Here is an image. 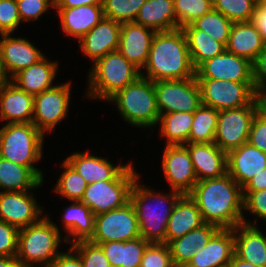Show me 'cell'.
I'll return each instance as SVG.
<instances>
[{
  "label": "cell",
  "instance_id": "cell-1",
  "mask_svg": "<svg viewBox=\"0 0 266 267\" xmlns=\"http://www.w3.org/2000/svg\"><path fill=\"white\" fill-rule=\"evenodd\" d=\"M196 203L204 223L233 229L243 223V189L228 174L198 181L188 194Z\"/></svg>",
  "mask_w": 266,
  "mask_h": 267
},
{
  "label": "cell",
  "instance_id": "cell-2",
  "mask_svg": "<svg viewBox=\"0 0 266 267\" xmlns=\"http://www.w3.org/2000/svg\"><path fill=\"white\" fill-rule=\"evenodd\" d=\"M146 76L152 81L181 80L195 76L192 65L187 38L184 31L179 28L172 31L156 32L146 65Z\"/></svg>",
  "mask_w": 266,
  "mask_h": 267
},
{
  "label": "cell",
  "instance_id": "cell-3",
  "mask_svg": "<svg viewBox=\"0 0 266 267\" xmlns=\"http://www.w3.org/2000/svg\"><path fill=\"white\" fill-rule=\"evenodd\" d=\"M138 183L137 178L131 189L130 202L137 213L140 236L150 243L166 244L167 224L173 207L182 194L173 190L169 195L159 194ZM152 201L158 202L155 205ZM149 202L153 204L150 206Z\"/></svg>",
  "mask_w": 266,
  "mask_h": 267
},
{
  "label": "cell",
  "instance_id": "cell-4",
  "mask_svg": "<svg viewBox=\"0 0 266 267\" xmlns=\"http://www.w3.org/2000/svg\"><path fill=\"white\" fill-rule=\"evenodd\" d=\"M60 231L48 216H44L39 222L19 229L18 252L16 259L24 267H48L61 252Z\"/></svg>",
  "mask_w": 266,
  "mask_h": 267
},
{
  "label": "cell",
  "instance_id": "cell-5",
  "mask_svg": "<svg viewBox=\"0 0 266 267\" xmlns=\"http://www.w3.org/2000/svg\"><path fill=\"white\" fill-rule=\"evenodd\" d=\"M44 135L34 123H8L0 129V157L29 167L42 181L33 164L42 158Z\"/></svg>",
  "mask_w": 266,
  "mask_h": 267
},
{
  "label": "cell",
  "instance_id": "cell-6",
  "mask_svg": "<svg viewBox=\"0 0 266 267\" xmlns=\"http://www.w3.org/2000/svg\"><path fill=\"white\" fill-rule=\"evenodd\" d=\"M89 72L87 97L108 100L118 90L135 82L141 71L130 63L118 50L109 52L95 63Z\"/></svg>",
  "mask_w": 266,
  "mask_h": 267
},
{
  "label": "cell",
  "instance_id": "cell-7",
  "mask_svg": "<svg viewBox=\"0 0 266 267\" xmlns=\"http://www.w3.org/2000/svg\"><path fill=\"white\" fill-rule=\"evenodd\" d=\"M107 101L115 102L122 118L133 126L152 127L160 118L154 83L142 76Z\"/></svg>",
  "mask_w": 266,
  "mask_h": 267
},
{
  "label": "cell",
  "instance_id": "cell-8",
  "mask_svg": "<svg viewBox=\"0 0 266 267\" xmlns=\"http://www.w3.org/2000/svg\"><path fill=\"white\" fill-rule=\"evenodd\" d=\"M139 178L132 164L113 181H98L87 184L81 202L94 215L121 208L130 202L131 189Z\"/></svg>",
  "mask_w": 266,
  "mask_h": 267
},
{
  "label": "cell",
  "instance_id": "cell-9",
  "mask_svg": "<svg viewBox=\"0 0 266 267\" xmlns=\"http://www.w3.org/2000/svg\"><path fill=\"white\" fill-rule=\"evenodd\" d=\"M202 104L217 111L240 108L249 105L257 96L254 82H234L210 78H196Z\"/></svg>",
  "mask_w": 266,
  "mask_h": 267
},
{
  "label": "cell",
  "instance_id": "cell-10",
  "mask_svg": "<svg viewBox=\"0 0 266 267\" xmlns=\"http://www.w3.org/2000/svg\"><path fill=\"white\" fill-rule=\"evenodd\" d=\"M158 111L194 113L201 105V90L196 77L153 81Z\"/></svg>",
  "mask_w": 266,
  "mask_h": 267
},
{
  "label": "cell",
  "instance_id": "cell-11",
  "mask_svg": "<svg viewBox=\"0 0 266 267\" xmlns=\"http://www.w3.org/2000/svg\"><path fill=\"white\" fill-rule=\"evenodd\" d=\"M258 111L257 98L247 106L219 111L214 143L228 154L248 142L250 126Z\"/></svg>",
  "mask_w": 266,
  "mask_h": 267
},
{
  "label": "cell",
  "instance_id": "cell-12",
  "mask_svg": "<svg viewBox=\"0 0 266 267\" xmlns=\"http://www.w3.org/2000/svg\"><path fill=\"white\" fill-rule=\"evenodd\" d=\"M140 236L137 213L134 205L125 206L95 216L94 233L89 241L104 243L110 241H128Z\"/></svg>",
  "mask_w": 266,
  "mask_h": 267
},
{
  "label": "cell",
  "instance_id": "cell-13",
  "mask_svg": "<svg viewBox=\"0 0 266 267\" xmlns=\"http://www.w3.org/2000/svg\"><path fill=\"white\" fill-rule=\"evenodd\" d=\"M71 82L55 85L34 96L32 123L43 133L52 131L66 116Z\"/></svg>",
  "mask_w": 266,
  "mask_h": 267
},
{
  "label": "cell",
  "instance_id": "cell-14",
  "mask_svg": "<svg viewBox=\"0 0 266 267\" xmlns=\"http://www.w3.org/2000/svg\"><path fill=\"white\" fill-rule=\"evenodd\" d=\"M162 167L172 190L182 195H188L198 182L190 154L184 145H166Z\"/></svg>",
  "mask_w": 266,
  "mask_h": 267
},
{
  "label": "cell",
  "instance_id": "cell-15",
  "mask_svg": "<svg viewBox=\"0 0 266 267\" xmlns=\"http://www.w3.org/2000/svg\"><path fill=\"white\" fill-rule=\"evenodd\" d=\"M31 193L0 191V221L18 229L39 222L43 211Z\"/></svg>",
  "mask_w": 266,
  "mask_h": 267
},
{
  "label": "cell",
  "instance_id": "cell-16",
  "mask_svg": "<svg viewBox=\"0 0 266 267\" xmlns=\"http://www.w3.org/2000/svg\"><path fill=\"white\" fill-rule=\"evenodd\" d=\"M195 76L223 81L254 82L252 63L226 50L203 62L195 70Z\"/></svg>",
  "mask_w": 266,
  "mask_h": 267
},
{
  "label": "cell",
  "instance_id": "cell-17",
  "mask_svg": "<svg viewBox=\"0 0 266 267\" xmlns=\"http://www.w3.org/2000/svg\"><path fill=\"white\" fill-rule=\"evenodd\" d=\"M156 34L151 28L135 22L122 23L118 51L139 70L146 65L152 40Z\"/></svg>",
  "mask_w": 266,
  "mask_h": 267
},
{
  "label": "cell",
  "instance_id": "cell-18",
  "mask_svg": "<svg viewBox=\"0 0 266 267\" xmlns=\"http://www.w3.org/2000/svg\"><path fill=\"white\" fill-rule=\"evenodd\" d=\"M121 26V23L104 17L79 40L84 55L95 63L109 52L118 50Z\"/></svg>",
  "mask_w": 266,
  "mask_h": 267
},
{
  "label": "cell",
  "instance_id": "cell-19",
  "mask_svg": "<svg viewBox=\"0 0 266 267\" xmlns=\"http://www.w3.org/2000/svg\"><path fill=\"white\" fill-rule=\"evenodd\" d=\"M11 36L2 34L0 40V54L9 79L45 56L27 39Z\"/></svg>",
  "mask_w": 266,
  "mask_h": 267
},
{
  "label": "cell",
  "instance_id": "cell-20",
  "mask_svg": "<svg viewBox=\"0 0 266 267\" xmlns=\"http://www.w3.org/2000/svg\"><path fill=\"white\" fill-rule=\"evenodd\" d=\"M266 169V153L249 142L227 154V173L243 187L252 177Z\"/></svg>",
  "mask_w": 266,
  "mask_h": 267
},
{
  "label": "cell",
  "instance_id": "cell-21",
  "mask_svg": "<svg viewBox=\"0 0 266 267\" xmlns=\"http://www.w3.org/2000/svg\"><path fill=\"white\" fill-rule=\"evenodd\" d=\"M198 181L218 178L227 173V153L213 143H187Z\"/></svg>",
  "mask_w": 266,
  "mask_h": 267
},
{
  "label": "cell",
  "instance_id": "cell-22",
  "mask_svg": "<svg viewBox=\"0 0 266 267\" xmlns=\"http://www.w3.org/2000/svg\"><path fill=\"white\" fill-rule=\"evenodd\" d=\"M34 96L8 81L0 85V120L8 123H32Z\"/></svg>",
  "mask_w": 266,
  "mask_h": 267
},
{
  "label": "cell",
  "instance_id": "cell-23",
  "mask_svg": "<svg viewBox=\"0 0 266 267\" xmlns=\"http://www.w3.org/2000/svg\"><path fill=\"white\" fill-rule=\"evenodd\" d=\"M233 229H220L188 262L193 267H227L234 255Z\"/></svg>",
  "mask_w": 266,
  "mask_h": 267
},
{
  "label": "cell",
  "instance_id": "cell-24",
  "mask_svg": "<svg viewBox=\"0 0 266 267\" xmlns=\"http://www.w3.org/2000/svg\"><path fill=\"white\" fill-rule=\"evenodd\" d=\"M235 237L234 254L256 267H266V235L253 223H243L233 228Z\"/></svg>",
  "mask_w": 266,
  "mask_h": 267
},
{
  "label": "cell",
  "instance_id": "cell-25",
  "mask_svg": "<svg viewBox=\"0 0 266 267\" xmlns=\"http://www.w3.org/2000/svg\"><path fill=\"white\" fill-rule=\"evenodd\" d=\"M66 161L80 174L87 184L98 181L116 180L130 164L113 166L108 159L85 153L75 152L66 158Z\"/></svg>",
  "mask_w": 266,
  "mask_h": 267
},
{
  "label": "cell",
  "instance_id": "cell-26",
  "mask_svg": "<svg viewBox=\"0 0 266 267\" xmlns=\"http://www.w3.org/2000/svg\"><path fill=\"white\" fill-rule=\"evenodd\" d=\"M56 9L64 33L79 40L104 18L102 5Z\"/></svg>",
  "mask_w": 266,
  "mask_h": 267
},
{
  "label": "cell",
  "instance_id": "cell-27",
  "mask_svg": "<svg viewBox=\"0 0 266 267\" xmlns=\"http://www.w3.org/2000/svg\"><path fill=\"white\" fill-rule=\"evenodd\" d=\"M204 223L201 212L189 195H182L173 207L166 229V244L183 237Z\"/></svg>",
  "mask_w": 266,
  "mask_h": 267
},
{
  "label": "cell",
  "instance_id": "cell-28",
  "mask_svg": "<svg viewBox=\"0 0 266 267\" xmlns=\"http://www.w3.org/2000/svg\"><path fill=\"white\" fill-rule=\"evenodd\" d=\"M57 66V62L48 61L44 56L37 63L19 71L10 81L21 90L35 96L54 87L52 83L57 74Z\"/></svg>",
  "mask_w": 266,
  "mask_h": 267
},
{
  "label": "cell",
  "instance_id": "cell-29",
  "mask_svg": "<svg viewBox=\"0 0 266 267\" xmlns=\"http://www.w3.org/2000/svg\"><path fill=\"white\" fill-rule=\"evenodd\" d=\"M264 46L260 32L250 21L233 23L226 51L253 63Z\"/></svg>",
  "mask_w": 266,
  "mask_h": 267
},
{
  "label": "cell",
  "instance_id": "cell-30",
  "mask_svg": "<svg viewBox=\"0 0 266 267\" xmlns=\"http://www.w3.org/2000/svg\"><path fill=\"white\" fill-rule=\"evenodd\" d=\"M156 32L177 29V17L173 0H146L134 21Z\"/></svg>",
  "mask_w": 266,
  "mask_h": 267
},
{
  "label": "cell",
  "instance_id": "cell-31",
  "mask_svg": "<svg viewBox=\"0 0 266 267\" xmlns=\"http://www.w3.org/2000/svg\"><path fill=\"white\" fill-rule=\"evenodd\" d=\"M219 230V227L205 223L183 237L170 241L167 245L173 263H188L197 250L204 247Z\"/></svg>",
  "mask_w": 266,
  "mask_h": 267
},
{
  "label": "cell",
  "instance_id": "cell-32",
  "mask_svg": "<svg viewBox=\"0 0 266 267\" xmlns=\"http://www.w3.org/2000/svg\"><path fill=\"white\" fill-rule=\"evenodd\" d=\"M63 214V226L67 230L68 236H65L63 242L75 243L78 241L89 240L94 233L95 215L81 201H72ZM73 237L74 240H71Z\"/></svg>",
  "mask_w": 266,
  "mask_h": 267
},
{
  "label": "cell",
  "instance_id": "cell-33",
  "mask_svg": "<svg viewBox=\"0 0 266 267\" xmlns=\"http://www.w3.org/2000/svg\"><path fill=\"white\" fill-rule=\"evenodd\" d=\"M99 244L111 267H140L150 242L142 237L128 241H110Z\"/></svg>",
  "mask_w": 266,
  "mask_h": 267
},
{
  "label": "cell",
  "instance_id": "cell-34",
  "mask_svg": "<svg viewBox=\"0 0 266 267\" xmlns=\"http://www.w3.org/2000/svg\"><path fill=\"white\" fill-rule=\"evenodd\" d=\"M43 181L29 168L0 157V188L4 192L37 189Z\"/></svg>",
  "mask_w": 266,
  "mask_h": 267
},
{
  "label": "cell",
  "instance_id": "cell-35",
  "mask_svg": "<svg viewBox=\"0 0 266 267\" xmlns=\"http://www.w3.org/2000/svg\"><path fill=\"white\" fill-rule=\"evenodd\" d=\"M187 38L190 59L196 70L203 62L223 53L226 46L192 24L181 28Z\"/></svg>",
  "mask_w": 266,
  "mask_h": 267
},
{
  "label": "cell",
  "instance_id": "cell-36",
  "mask_svg": "<svg viewBox=\"0 0 266 267\" xmlns=\"http://www.w3.org/2000/svg\"><path fill=\"white\" fill-rule=\"evenodd\" d=\"M193 122V113L170 112L161 114L158 124L161 125V135L166 138V145L187 144Z\"/></svg>",
  "mask_w": 266,
  "mask_h": 267
},
{
  "label": "cell",
  "instance_id": "cell-37",
  "mask_svg": "<svg viewBox=\"0 0 266 267\" xmlns=\"http://www.w3.org/2000/svg\"><path fill=\"white\" fill-rule=\"evenodd\" d=\"M218 113L216 109L201 105L193 113V122L187 143H213L217 130Z\"/></svg>",
  "mask_w": 266,
  "mask_h": 267
},
{
  "label": "cell",
  "instance_id": "cell-38",
  "mask_svg": "<svg viewBox=\"0 0 266 267\" xmlns=\"http://www.w3.org/2000/svg\"><path fill=\"white\" fill-rule=\"evenodd\" d=\"M196 29L205 31L215 40L227 45L233 22L221 12L215 11L204 14L191 23Z\"/></svg>",
  "mask_w": 266,
  "mask_h": 267
},
{
  "label": "cell",
  "instance_id": "cell-39",
  "mask_svg": "<svg viewBox=\"0 0 266 267\" xmlns=\"http://www.w3.org/2000/svg\"><path fill=\"white\" fill-rule=\"evenodd\" d=\"M64 172L61 173L55 185V191L70 201H81L87 187L85 179L66 161L62 163Z\"/></svg>",
  "mask_w": 266,
  "mask_h": 267
},
{
  "label": "cell",
  "instance_id": "cell-40",
  "mask_svg": "<svg viewBox=\"0 0 266 267\" xmlns=\"http://www.w3.org/2000/svg\"><path fill=\"white\" fill-rule=\"evenodd\" d=\"M177 29L191 24L197 18L211 12L214 9L213 0H173Z\"/></svg>",
  "mask_w": 266,
  "mask_h": 267
},
{
  "label": "cell",
  "instance_id": "cell-41",
  "mask_svg": "<svg viewBox=\"0 0 266 267\" xmlns=\"http://www.w3.org/2000/svg\"><path fill=\"white\" fill-rule=\"evenodd\" d=\"M146 0H103L104 17L119 23L134 22Z\"/></svg>",
  "mask_w": 266,
  "mask_h": 267
},
{
  "label": "cell",
  "instance_id": "cell-42",
  "mask_svg": "<svg viewBox=\"0 0 266 267\" xmlns=\"http://www.w3.org/2000/svg\"><path fill=\"white\" fill-rule=\"evenodd\" d=\"M214 10L233 23L249 22L256 3L254 0H213Z\"/></svg>",
  "mask_w": 266,
  "mask_h": 267
},
{
  "label": "cell",
  "instance_id": "cell-43",
  "mask_svg": "<svg viewBox=\"0 0 266 267\" xmlns=\"http://www.w3.org/2000/svg\"><path fill=\"white\" fill-rule=\"evenodd\" d=\"M71 248L79 255L83 267H111L99 244L83 240L72 243Z\"/></svg>",
  "mask_w": 266,
  "mask_h": 267
},
{
  "label": "cell",
  "instance_id": "cell-44",
  "mask_svg": "<svg viewBox=\"0 0 266 267\" xmlns=\"http://www.w3.org/2000/svg\"><path fill=\"white\" fill-rule=\"evenodd\" d=\"M172 256L167 244L150 243L143 255L140 267H171Z\"/></svg>",
  "mask_w": 266,
  "mask_h": 267
},
{
  "label": "cell",
  "instance_id": "cell-45",
  "mask_svg": "<svg viewBox=\"0 0 266 267\" xmlns=\"http://www.w3.org/2000/svg\"><path fill=\"white\" fill-rule=\"evenodd\" d=\"M21 19L16 0H0V34H11L17 30Z\"/></svg>",
  "mask_w": 266,
  "mask_h": 267
},
{
  "label": "cell",
  "instance_id": "cell-46",
  "mask_svg": "<svg viewBox=\"0 0 266 267\" xmlns=\"http://www.w3.org/2000/svg\"><path fill=\"white\" fill-rule=\"evenodd\" d=\"M18 4V12L23 21L38 20L49 7L55 6L54 0H16Z\"/></svg>",
  "mask_w": 266,
  "mask_h": 267
},
{
  "label": "cell",
  "instance_id": "cell-47",
  "mask_svg": "<svg viewBox=\"0 0 266 267\" xmlns=\"http://www.w3.org/2000/svg\"><path fill=\"white\" fill-rule=\"evenodd\" d=\"M19 229L0 221V257H16L18 252Z\"/></svg>",
  "mask_w": 266,
  "mask_h": 267
},
{
  "label": "cell",
  "instance_id": "cell-48",
  "mask_svg": "<svg viewBox=\"0 0 266 267\" xmlns=\"http://www.w3.org/2000/svg\"><path fill=\"white\" fill-rule=\"evenodd\" d=\"M243 210L252 212L266 221V189L260 191H243Z\"/></svg>",
  "mask_w": 266,
  "mask_h": 267
},
{
  "label": "cell",
  "instance_id": "cell-49",
  "mask_svg": "<svg viewBox=\"0 0 266 267\" xmlns=\"http://www.w3.org/2000/svg\"><path fill=\"white\" fill-rule=\"evenodd\" d=\"M248 142L266 153V117L259 111L252 120Z\"/></svg>",
  "mask_w": 266,
  "mask_h": 267
},
{
  "label": "cell",
  "instance_id": "cell-50",
  "mask_svg": "<svg viewBox=\"0 0 266 267\" xmlns=\"http://www.w3.org/2000/svg\"><path fill=\"white\" fill-rule=\"evenodd\" d=\"M253 81L256 94L266 87V46L252 63Z\"/></svg>",
  "mask_w": 266,
  "mask_h": 267
},
{
  "label": "cell",
  "instance_id": "cell-51",
  "mask_svg": "<svg viewBox=\"0 0 266 267\" xmlns=\"http://www.w3.org/2000/svg\"><path fill=\"white\" fill-rule=\"evenodd\" d=\"M68 252H61L48 267H83L79 255L71 247Z\"/></svg>",
  "mask_w": 266,
  "mask_h": 267
},
{
  "label": "cell",
  "instance_id": "cell-52",
  "mask_svg": "<svg viewBox=\"0 0 266 267\" xmlns=\"http://www.w3.org/2000/svg\"><path fill=\"white\" fill-rule=\"evenodd\" d=\"M250 22L260 32L262 41L266 46V8L260 4H256Z\"/></svg>",
  "mask_w": 266,
  "mask_h": 267
},
{
  "label": "cell",
  "instance_id": "cell-53",
  "mask_svg": "<svg viewBox=\"0 0 266 267\" xmlns=\"http://www.w3.org/2000/svg\"><path fill=\"white\" fill-rule=\"evenodd\" d=\"M243 191H260L266 189V169L252 177L243 187Z\"/></svg>",
  "mask_w": 266,
  "mask_h": 267
},
{
  "label": "cell",
  "instance_id": "cell-54",
  "mask_svg": "<svg viewBox=\"0 0 266 267\" xmlns=\"http://www.w3.org/2000/svg\"><path fill=\"white\" fill-rule=\"evenodd\" d=\"M54 8H74L84 5H103V0H54Z\"/></svg>",
  "mask_w": 266,
  "mask_h": 267
},
{
  "label": "cell",
  "instance_id": "cell-55",
  "mask_svg": "<svg viewBox=\"0 0 266 267\" xmlns=\"http://www.w3.org/2000/svg\"><path fill=\"white\" fill-rule=\"evenodd\" d=\"M0 267H24L16 257H0Z\"/></svg>",
  "mask_w": 266,
  "mask_h": 267
},
{
  "label": "cell",
  "instance_id": "cell-56",
  "mask_svg": "<svg viewBox=\"0 0 266 267\" xmlns=\"http://www.w3.org/2000/svg\"><path fill=\"white\" fill-rule=\"evenodd\" d=\"M227 267H256L253 264H250L247 261H244L240 258H238L235 254L232 257V260L230 261V263L228 264Z\"/></svg>",
  "mask_w": 266,
  "mask_h": 267
},
{
  "label": "cell",
  "instance_id": "cell-57",
  "mask_svg": "<svg viewBox=\"0 0 266 267\" xmlns=\"http://www.w3.org/2000/svg\"><path fill=\"white\" fill-rule=\"evenodd\" d=\"M8 78H9V76L7 75V73L3 67V62H2V58H1V54H0V85L8 82L10 80Z\"/></svg>",
  "mask_w": 266,
  "mask_h": 267
},
{
  "label": "cell",
  "instance_id": "cell-58",
  "mask_svg": "<svg viewBox=\"0 0 266 267\" xmlns=\"http://www.w3.org/2000/svg\"><path fill=\"white\" fill-rule=\"evenodd\" d=\"M257 102H266V87L263 88L256 96Z\"/></svg>",
  "mask_w": 266,
  "mask_h": 267
},
{
  "label": "cell",
  "instance_id": "cell-59",
  "mask_svg": "<svg viewBox=\"0 0 266 267\" xmlns=\"http://www.w3.org/2000/svg\"><path fill=\"white\" fill-rule=\"evenodd\" d=\"M259 112L266 117V102H258Z\"/></svg>",
  "mask_w": 266,
  "mask_h": 267
},
{
  "label": "cell",
  "instance_id": "cell-60",
  "mask_svg": "<svg viewBox=\"0 0 266 267\" xmlns=\"http://www.w3.org/2000/svg\"><path fill=\"white\" fill-rule=\"evenodd\" d=\"M174 267H193L189 263H174Z\"/></svg>",
  "mask_w": 266,
  "mask_h": 267
},
{
  "label": "cell",
  "instance_id": "cell-61",
  "mask_svg": "<svg viewBox=\"0 0 266 267\" xmlns=\"http://www.w3.org/2000/svg\"><path fill=\"white\" fill-rule=\"evenodd\" d=\"M259 4H260L262 7L266 8V0H262Z\"/></svg>",
  "mask_w": 266,
  "mask_h": 267
},
{
  "label": "cell",
  "instance_id": "cell-62",
  "mask_svg": "<svg viewBox=\"0 0 266 267\" xmlns=\"http://www.w3.org/2000/svg\"><path fill=\"white\" fill-rule=\"evenodd\" d=\"M256 4H259L262 0H254Z\"/></svg>",
  "mask_w": 266,
  "mask_h": 267
}]
</instances>
